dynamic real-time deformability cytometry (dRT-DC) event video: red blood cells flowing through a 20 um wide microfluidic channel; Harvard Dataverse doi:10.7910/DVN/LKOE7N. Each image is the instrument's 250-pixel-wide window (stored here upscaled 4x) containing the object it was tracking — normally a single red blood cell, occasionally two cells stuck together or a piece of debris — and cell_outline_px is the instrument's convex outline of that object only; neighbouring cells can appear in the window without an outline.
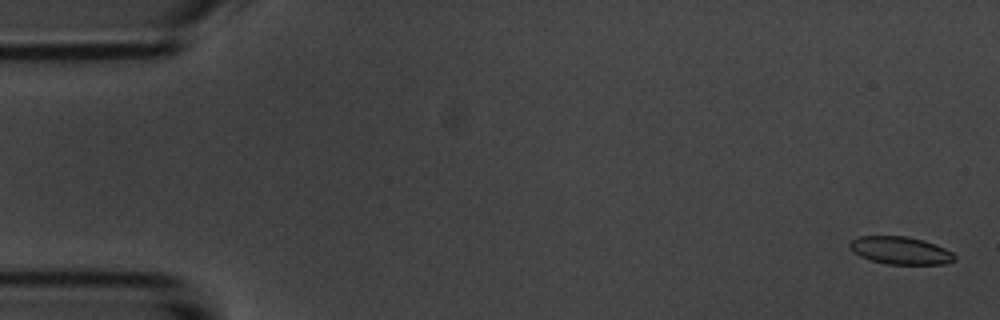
{"species": "common noctule bat (a hibernating species)", "species_latin": "Nyctalus noctula", "temperature_condition": "room temperature", "stored_images_in_passage": 5, "camera_frame_rate_fps": 3000, "um_per_image_px": 0.085, "animal": {"sex": "male", "body_mass_g": 20.1, "forearm_length_mm": 53.5}, "frame": {"image": 1, "passage_image": 1, "time_ms": 0.0, "image_size_px": [1000, 320], "cell_outline_px": [[956, 260], [944, 264], [888, 264], [872, 260], [860, 256], [852, 252], [848, 248], [848, 244], [852, 240], [860, 236], [908, 236], [924, 240], [936, 244], [952, 252], [956, 256]], "centroid_in_image_um": [76.54, 21.28], "position_along_channel_um": 8.5, "area_um2": 16.99}}